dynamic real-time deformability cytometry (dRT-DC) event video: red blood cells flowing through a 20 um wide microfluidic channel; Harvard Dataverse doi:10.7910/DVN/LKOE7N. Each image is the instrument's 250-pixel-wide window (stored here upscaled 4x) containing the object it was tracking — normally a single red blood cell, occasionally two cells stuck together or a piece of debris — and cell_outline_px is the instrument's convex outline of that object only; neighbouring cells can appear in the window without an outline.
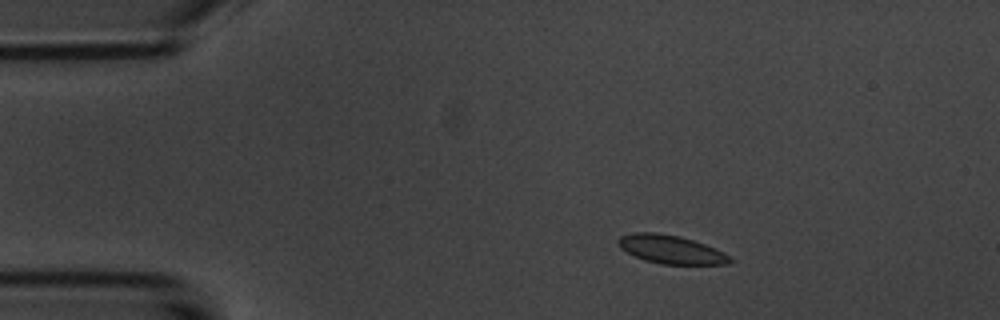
{"species": "common noctule bat (a hibernating species)", "species_latin": "Nyctalus noctula", "temperature_condition": "room temperature", "stored_images_in_passage": 3, "camera_frame_rate_fps": 3000, "um_per_image_px": 0.085, "animal": {"sex": "male", "body_mass_g": 20.1, "forearm_length_mm": 53.5}, "frame": {"image": 1, "passage_image": 1, "time_ms": 0.0, "image_size_px": [1000, 320], "cell_outline_px": [[736, 260], [728, 264], [660, 264], [644, 260], [620, 248], [616, 244], [616, 240], [620, 236], [636, 232], [656, 232], [680, 236], [716, 248], [732, 256]], "centroid_in_image_um": [57.06, 21.2], "position_along_channel_um": 27.9, "area_um2": 18.73}}
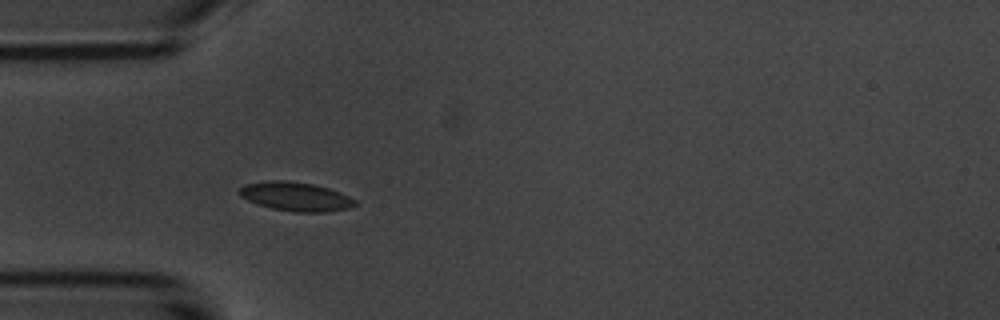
{"frame": {"image": 2, "passage_image": 3, "time_ms": 2.333, "image_size_px": [1000, 320], "cell_outline_px": [[356, 204], [348, 208], [328, 212], [296, 212], [272, 208], [256, 204], [240, 196], [240, 188], [244, 184], [268, 180], [288, 180], [312, 184], [328, 188], [340, 192], [356, 200]], "centroid_in_image_um": [25.12, 16.7], "position_along_channel_um": 59.9, "area_um2": 19.48}}